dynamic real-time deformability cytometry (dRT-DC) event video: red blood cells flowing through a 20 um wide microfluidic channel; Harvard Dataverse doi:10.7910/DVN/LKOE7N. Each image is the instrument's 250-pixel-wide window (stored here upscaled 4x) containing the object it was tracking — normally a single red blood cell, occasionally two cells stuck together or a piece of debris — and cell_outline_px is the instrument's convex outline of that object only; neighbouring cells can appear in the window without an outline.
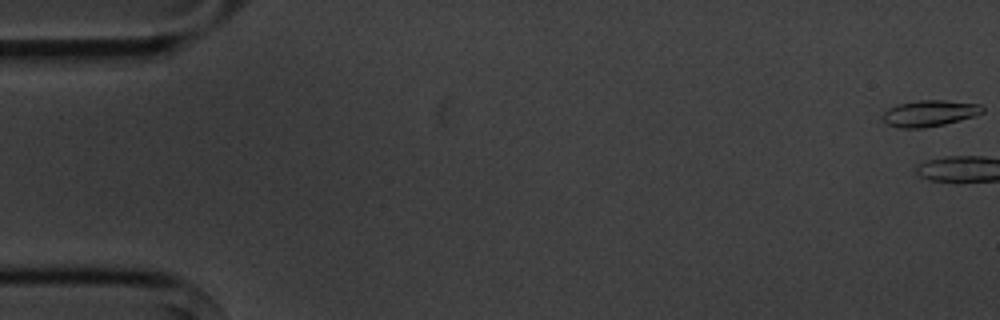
{"species": "common noctule bat (a hibernating species)", "species_latin": "Nyctalus noctula", "temperature_condition": "cold", "stored_images_in_passage": 5, "camera_frame_rate_fps": 3000, "um_per_image_px": 0.085, "animal": {"sex": "male", "body_mass_g": 20.1, "forearm_length_mm": 53.5}, "frame": {"image": 1, "passage_image": 1, "time_ms": 0.0, "image_size_px": [1000, 320], "cell_outline_px": [[984, 112], [976, 116], [944, 124], [924, 128], [900, 128], [888, 124], [880, 120], [880, 116], [888, 108], [896, 104], [920, 100], [944, 100], [980, 104], [984, 108]], "centroid_in_image_um": [78.98, 9.63], "position_along_channel_um": 6.0, "area_um2": 15.49}}